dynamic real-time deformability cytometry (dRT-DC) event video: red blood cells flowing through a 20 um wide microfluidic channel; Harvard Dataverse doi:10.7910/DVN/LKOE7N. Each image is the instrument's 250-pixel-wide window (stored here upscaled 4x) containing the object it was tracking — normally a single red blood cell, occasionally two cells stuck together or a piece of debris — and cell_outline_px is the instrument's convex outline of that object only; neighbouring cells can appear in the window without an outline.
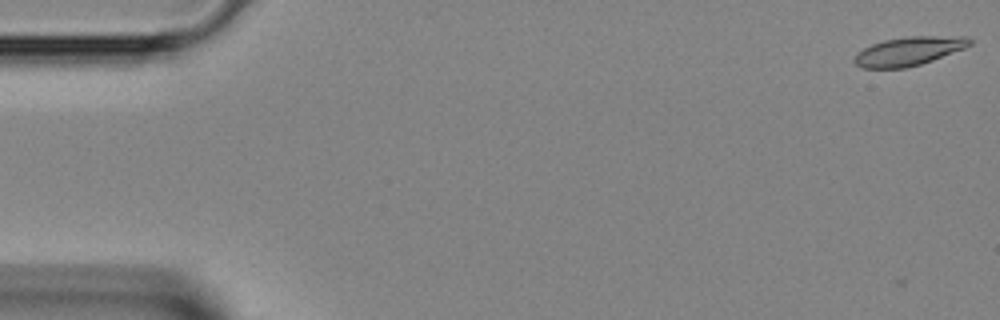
{"species": "Egyptian fruit bat (a non-hibernating species)", "species_latin": "Rousettus aegyptiacus", "temperature_condition": "room temperature", "stored_images_in_passage": 40, "camera_frame_rate_fps": 3000, "um_per_image_px": 0.085, "animal": {"sex": "female"}, "frame": {"image": 1, "passage_image": 1, "time_ms": 0.0, "image_size_px": [1000, 320], "cell_outline_px": [[972, 44], [964, 48], [932, 60], [920, 64], [904, 68], [864, 68], [856, 64], [852, 60], [864, 48], [872, 44], [884, 40], [908, 36], [968, 36], [972, 40]], "centroid_in_image_um": [77.28, 4.34], "position_along_channel_um": 7.7, "area_um2": 19.13}}
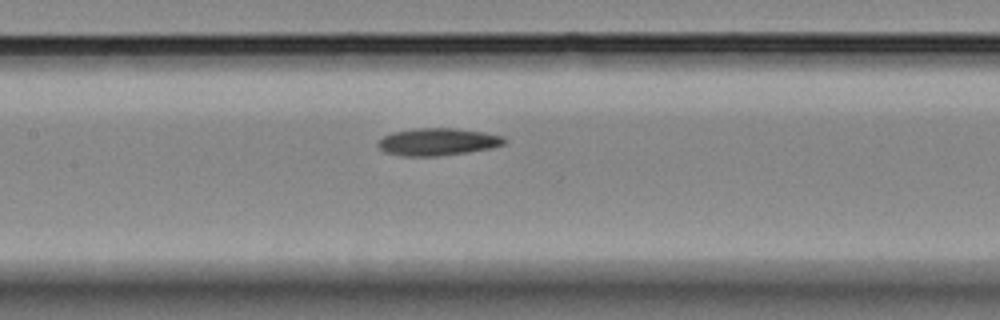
{"frame": {"image": 2, "passage_image": 20, "time_ms": 6.333, "image_size_px": [1000, 320], "cell_outline_px": [[508, 140], [504, 144], [492, 148], [468, 152], [436, 156], [400, 156], [384, 152], [376, 144], [384, 136], [392, 132], [416, 128], [456, 128], [484, 132], [504, 136]], "centroid_in_image_um": [37.22, 12.05], "position_along_channel_um": 170.2, "area_um2": 20.29}}
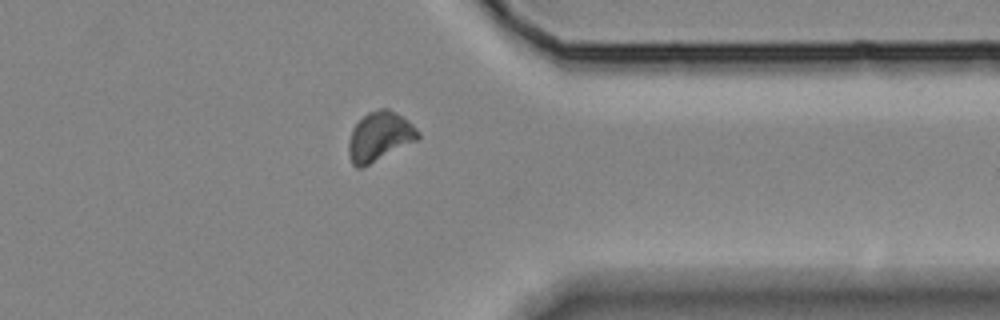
{"frame": {"image": 3, "passage_image": 34, "time_ms": 11.0, "image_size_px": [1000, 320], "cell_outline_px": [[420, 136], [416, 140], [360, 168], [356, 168], [352, 164], [348, 152], [348, 140], [352, 128], [368, 112], [380, 108], [388, 108], [396, 112], [408, 120], [420, 132]], "centroid_in_image_um": [32.24, 11.58], "position_along_channel_um": 379.2, "area_um2": 19.65}}